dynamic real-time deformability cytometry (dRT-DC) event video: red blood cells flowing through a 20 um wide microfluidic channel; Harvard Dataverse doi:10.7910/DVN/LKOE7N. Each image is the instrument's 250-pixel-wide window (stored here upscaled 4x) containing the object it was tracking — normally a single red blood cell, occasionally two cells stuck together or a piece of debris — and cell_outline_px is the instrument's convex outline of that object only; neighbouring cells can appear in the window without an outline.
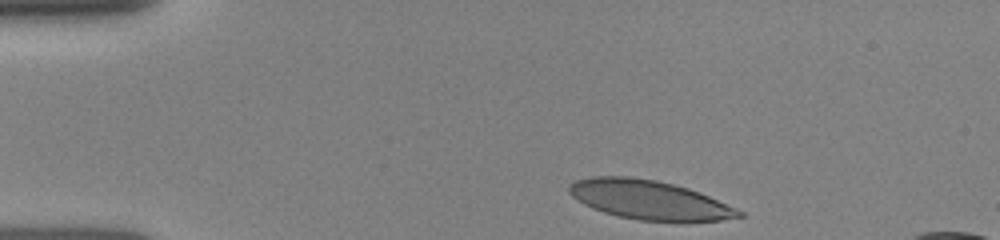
{"species": "human", "species_latin": "Homo sapiens", "temperature_condition": "room temperature", "stored_images_in_passage": 11, "camera_frame_rate_fps": 3000, "um_per_image_px": 0.085, "donor": {"sex": "female"}, "frame": {"image": 1, "passage_image": 1, "time_ms": 0.0, "image_size_px": [1000, 240], "cell_outline_px": [[744, 216], [720, 220], [636, 220], [616, 216], [592, 208], [584, 204], [572, 196], [568, 192], [568, 184], [576, 180], [592, 176], [628, 176], [656, 180], [688, 188], [700, 192], [736, 208], [744, 212]], "centroid_in_image_um": [55.13, 16.97], "position_along_channel_um": 29.9, "area_um2": 38.38}}
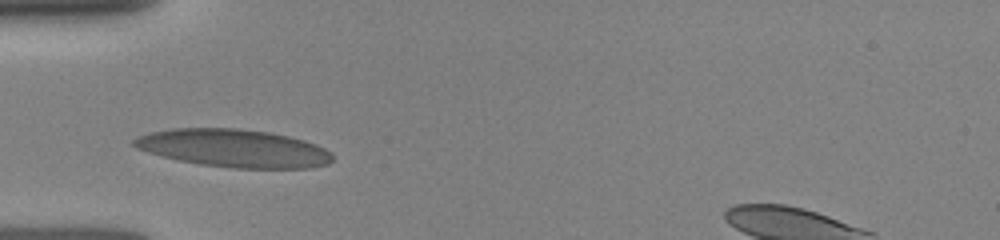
{"frame": {"image": 2, "passage_image": 9, "time_ms": 2.333, "image_size_px": [1000, 240], "cell_outline_px": [[332, 160], [328, 164], [312, 168], [236, 168], [200, 164], [180, 160], [148, 152], [136, 148], [132, 144], [132, 140], [136, 136], [148, 132], [172, 128], [236, 128], [268, 132], [288, 136], [304, 140], [316, 144], [332, 152]], "centroid_in_image_um": [19.86, 12.59], "position_along_channel_um": 65.1, "area_um2": 43.87}}